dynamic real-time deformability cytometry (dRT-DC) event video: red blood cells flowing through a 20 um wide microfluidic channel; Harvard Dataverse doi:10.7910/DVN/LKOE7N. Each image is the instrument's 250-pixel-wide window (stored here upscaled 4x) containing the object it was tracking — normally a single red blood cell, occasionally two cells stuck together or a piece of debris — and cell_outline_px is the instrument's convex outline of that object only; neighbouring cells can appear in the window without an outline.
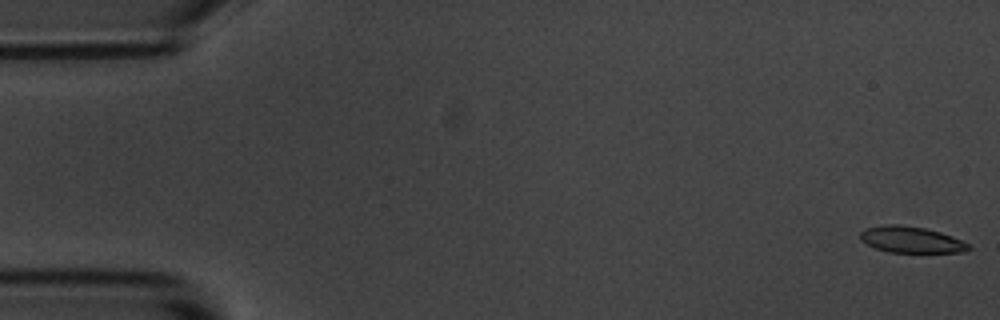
{"species": "common noctule bat (a hibernating species)", "species_latin": "Nyctalus noctula", "temperature_condition": "room temperature", "stored_images_in_passage": 5, "camera_frame_rate_fps": 3000, "um_per_image_px": 0.085, "animal": {"sex": "male", "body_mass_g": 20.1, "forearm_length_mm": 53.5}, "frame": {"image": 1, "passage_image": 1, "time_ms": 0.0, "image_size_px": [1000, 320], "cell_outline_px": [[972, 248], [964, 252], [888, 252], [876, 248], [860, 240], [860, 232], [864, 228], [884, 224], [900, 224], [924, 228], [940, 232], [952, 236], [968, 244]], "centroid_in_image_um": [77.41, 20.36], "position_along_channel_um": 7.6, "area_um2": 16.59}}
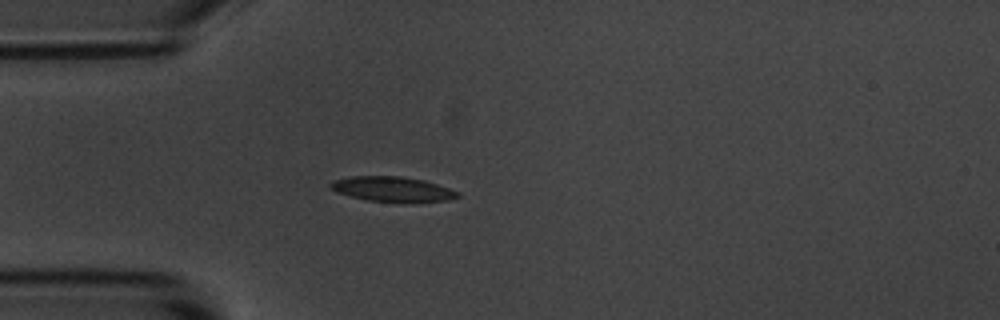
{"frame": {"image": 2, "passage_image": 5, "time_ms": 4.667, "image_size_px": [1000, 320], "cell_outline_px": [[460, 196], [448, 200], [412, 204], [404, 204], [368, 200], [336, 192], [328, 184], [332, 180], [352, 176], [400, 176], [424, 180], [460, 192]], "centroid_in_image_um": [33.4, 16.1], "position_along_channel_um": 51.6, "area_um2": 18.96}}